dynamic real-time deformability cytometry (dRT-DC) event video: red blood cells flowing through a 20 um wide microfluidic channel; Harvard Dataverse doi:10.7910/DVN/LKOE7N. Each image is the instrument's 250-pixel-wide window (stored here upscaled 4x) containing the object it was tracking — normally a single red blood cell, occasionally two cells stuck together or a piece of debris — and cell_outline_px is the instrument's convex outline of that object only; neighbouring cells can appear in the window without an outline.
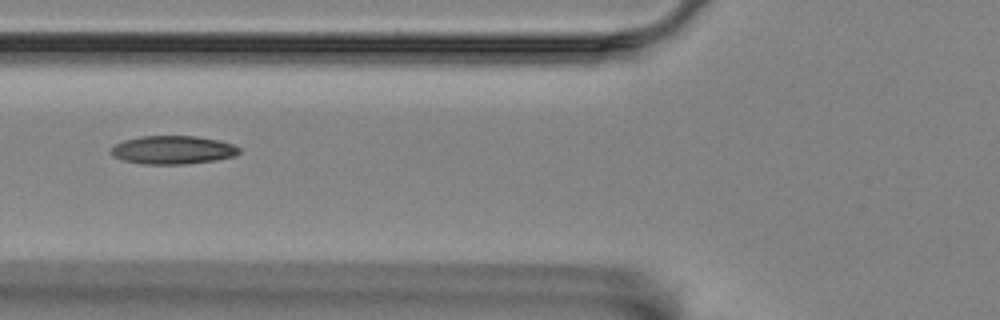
{"species": "Egyptian fruit bat (a non-hibernating species)", "species_latin": "Rousettus aegyptiacus", "temperature_condition": "room temperature", "stored_images_in_passage": 12, "segment_of_instrument_passage": [1, 2], "camera_frame_rate_fps": 3000, "um_per_image_px": 0.085, "animal": {"sex": "female"}, "frame": {"image": 1, "passage_image": 2, "time_ms": 0.333, "image_size_px": [1000, 320], "cell_outline_px": [[240, 152], [236, 156], [216, 160], [184, 164], [144, 164], [124, 160], [112, 156], [108, 152], [116, 144], [124, 140], [140, 136], [196, 136], [220, 140], [232, 144], [240, 148]], "centroid_in_image_um": [14.7, 12.74], "position_along_channel_um": 111.1, "area_um2": 21.27}}
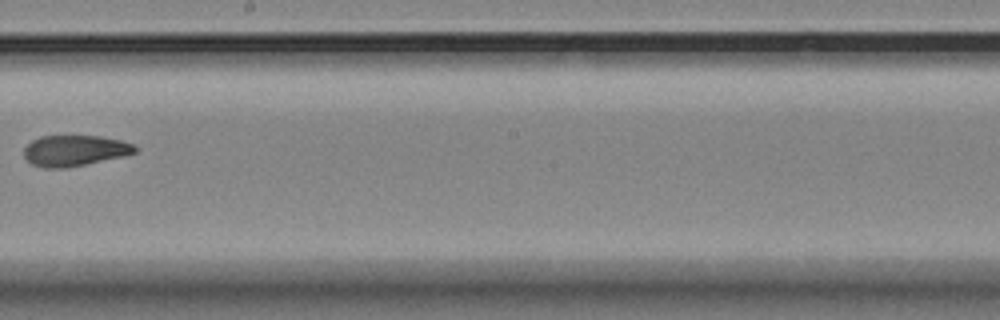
{"frame": {"image": 2, "passage_image": 5, "time_ms": 1.333, "image_size_px": [1000, 320], "cell_outline_px": [[140, 148], [136, 152], [124, 156], [64, 168], [44, 168], [32, 164], [24, 156], [24, 148], [32, 140], [40, 136], [100, 136], [120, 140], [132, 144]], "centroid_in_image_um": [6.35, 12.79], "position_along_channel_um": 241.8, "area_um2": 19.88}}
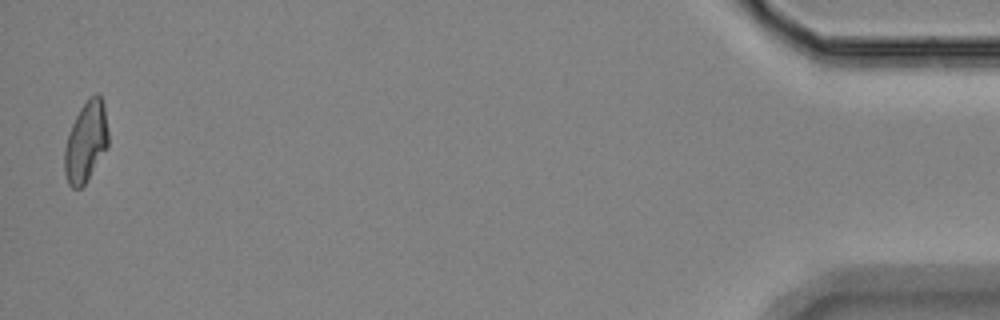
{"frame": {"image": 3, "passage_image": 11, "time_ms": 3.333, "image_size_px": [1000, 320], "cell_outline_px": [[108, 148], [84, 184], [80, 188], [72, 188], [68, 184], [64, 172], [64, 148], [68, 132], [80, 108], [88, 96], [96, 92], [100, 92], [104, 104], [108, 132]], "centroid_in_image_um": [7.3, 12.01], "position_along_channel_um": 427.9, "area_um2": 20.87}}